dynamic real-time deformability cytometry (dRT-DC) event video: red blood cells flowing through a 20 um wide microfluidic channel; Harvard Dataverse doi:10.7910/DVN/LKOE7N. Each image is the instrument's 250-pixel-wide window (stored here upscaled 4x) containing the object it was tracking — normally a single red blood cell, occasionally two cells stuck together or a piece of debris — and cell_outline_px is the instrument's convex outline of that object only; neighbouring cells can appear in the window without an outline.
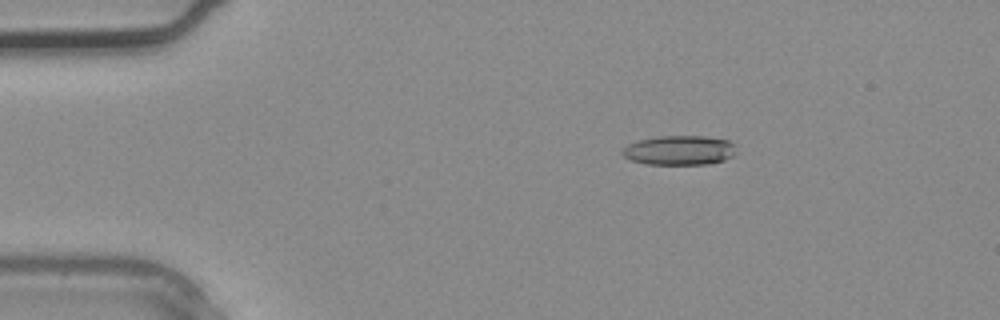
{"species": "common noctule bat (a hibernating species)", "species_latin": "Nyctalus noctula", "temperature_condition": "warm", "stored_images_in_passage": 3, "camera_frame_rate_fps": 3000, "um_per_image_px": 0.085, "animal": {"sex": "male", "body_mass_g": 20.4}, "frame": {"image": 1, "passage_image": 1, "time_ms": 0.0, "image_size_px": [1000, 320], "cell_outline_px": [[732, 156], [724, 160], [708, 164], [644, 164], [632, 160], [624, 156], [620, 152], [628, 144], [640, 140], [660, 136], [704, 136], [728, 140], [732, 144]], "centroid_in_image_um": [57.7, 12.78], "position_along_channel_um": 27.3, "area_um2": 19.25}}